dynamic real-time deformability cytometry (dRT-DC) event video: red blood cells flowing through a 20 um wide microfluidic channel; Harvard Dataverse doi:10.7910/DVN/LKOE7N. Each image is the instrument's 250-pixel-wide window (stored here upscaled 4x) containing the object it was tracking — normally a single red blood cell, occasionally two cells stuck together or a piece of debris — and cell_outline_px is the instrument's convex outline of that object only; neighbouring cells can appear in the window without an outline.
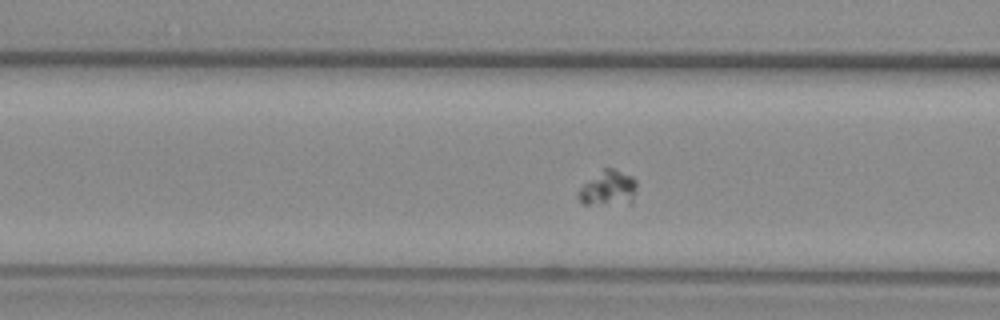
{"species": "common noctule bat (a hibernating species)", "species_latin": "Nyctalus noctula", "temperature_condition": "warm", "stored_images_in_passage": 46, "camera_frame_rate_fps": 3000, "um_per_image_px": 0.085, "animal": {"sex": "female", "body_mass_g": 29.2, "forearm_length_mm": 56.3}, "frame": {"image": 1, "passage_image": 13, "time_ms": 4.0, "image_size_px": [1000, 320], "cell_outline_px": [[636, 192], [632, 204], [584, 204], [576, 196], [580, 188], [584, 184], [604, 168], [612, 168], [632, 176], [636, 180]], "centroid_in_image_um": [51.74, 16.02], "position_along_channel_um": 114.9, "area_um2": 11.96}}
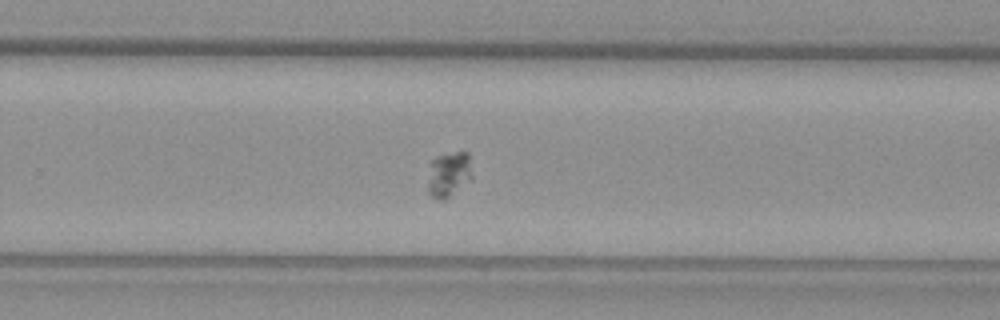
{"frame": {"image": 2, "passage_image": 27, "time_ms": 8.667, "image_size_px": [1000, 320], "cell_outline_px": [[472, 180], [444, 200], [440, 200], [432, 196], [428, 192], [428, 184], [432, 160], [436, 156], [456, 152], [468, 152], [472, 176]], "centroid_in_image_um": [38.17, 14.83], "position_along_channel_um": 291.6, "area_um2": 11.56}}
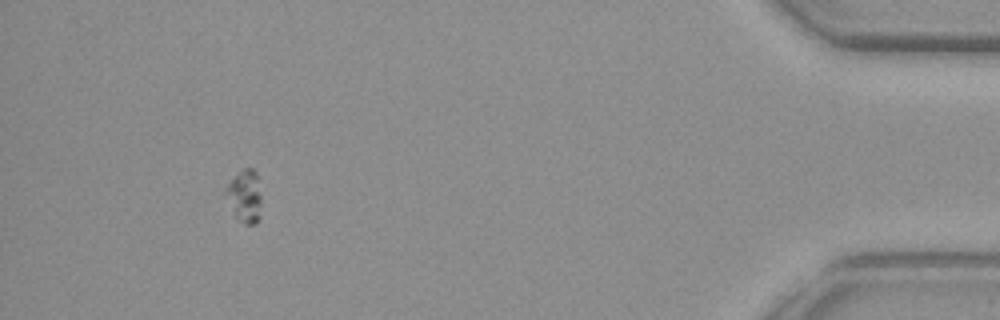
{"frame": {"image": 3, "passage_image": 42, "time_ms": 13.667, "image_size_px": [1000, 320], "cell_outline_px": [[260, 220], [256, 224], [244, 224], [236, 216], [224, 196], [224, 188], [244, 168], [252, 168], [256, 172], [260, 196]], "centroid_in_image_um": [20.79, 16.7], "position_along_channel_um": 414.4, "area_um2": 10.75}}